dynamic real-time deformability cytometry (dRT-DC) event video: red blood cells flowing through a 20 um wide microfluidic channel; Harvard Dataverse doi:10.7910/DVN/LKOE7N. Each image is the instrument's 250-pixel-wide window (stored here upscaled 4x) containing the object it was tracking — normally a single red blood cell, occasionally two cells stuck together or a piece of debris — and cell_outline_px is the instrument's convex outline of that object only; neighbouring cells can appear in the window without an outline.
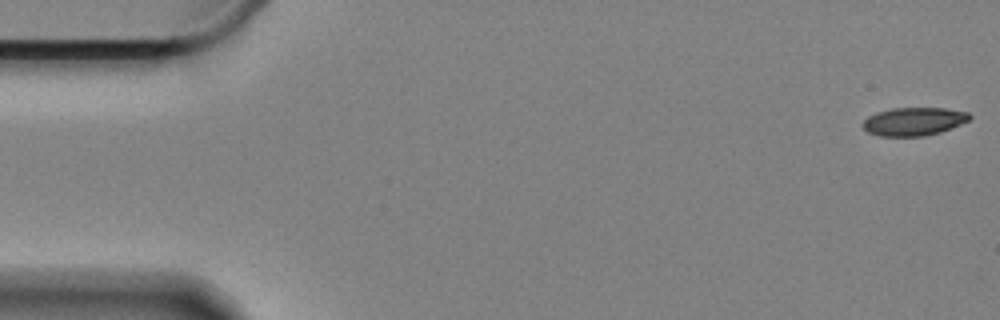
{"species": "Egyptian fruit bat (a non-hibernating species)", "species_latin": "Rousettus aegyptiacus", "temperature_condition": "cold", "stored_images_in_passage": 59, "camera_frame_rate_fps": 3000, "um_per_image_px": 0.085, "animal": {"sex": "female"}, "frame": {"image": 1, "passage_image": 1, "time_ms": 0.0, "image_size_px": [1000, 320], "cell_outline_px": [[972, 116], [968, 120], [960, 124], [940, 132], [924, 136], [880, 136], [868, 132], [860, 124], [868, 116], [876, 112], [892, 108], [944, 108], [968, 112]], "centroid_in_image_um": [77.64, 10.32], "position_along_channel_um": 7.4, "area_um2": 17.51}}
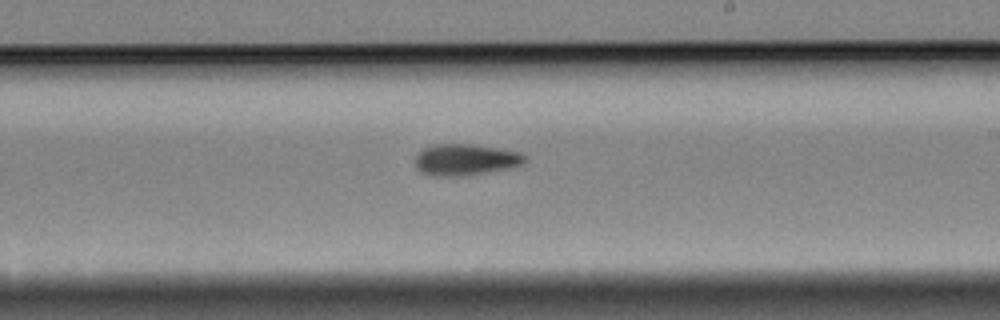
{"frame": {"image": 2, "passage_image": 34, "time_ms": 11.0, "image_size_px": [1000, 320], "cell_outline_px": [[524, 160], [520, 164], [508, 168], [464, 176], [432, 176], [420, 172], [416, 168], [416, 156], [424, 148], [432, 144], [472, 144], [520, 152], [524, 156]], "centroid_in_image_um": [39.5, 13.57], "position_along_channel_um": 249.5, "area_um2": 19.83}}
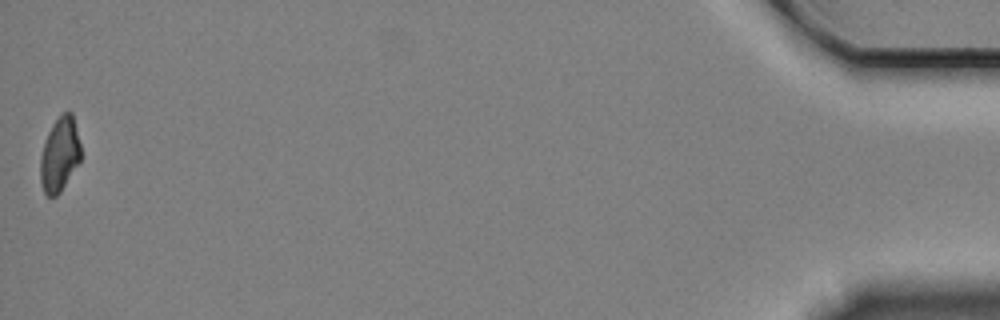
{"frame": {"image": 3, "passage_image": 59, "time_ms": 19.333, "image_size_px": [1000, 320], "cell_outline_px": [[80, 160], [60, 192], [56, 196], [48, 196], [44, 192], [40, 180], [40, 156], [44, 140], [52, 124], [60, 112], [72, 112], [80, 144]], "centroid_in_image_um": [5.05, 13.1], "position_along_channel_um": 430.2, "area_um2": 17.51}, "authors_computed_cell_mechanics": {"area_um2": 18.9584, "velocity_mm_per_s": 3.3351, "shape_relaxation_time_tau1_ms": 6.6844, "shape_relaxation_time_tau2_ms": 7.144, "deformation_change_tau1": 0.1593, "deformation_change_tau2": 0.1318}}